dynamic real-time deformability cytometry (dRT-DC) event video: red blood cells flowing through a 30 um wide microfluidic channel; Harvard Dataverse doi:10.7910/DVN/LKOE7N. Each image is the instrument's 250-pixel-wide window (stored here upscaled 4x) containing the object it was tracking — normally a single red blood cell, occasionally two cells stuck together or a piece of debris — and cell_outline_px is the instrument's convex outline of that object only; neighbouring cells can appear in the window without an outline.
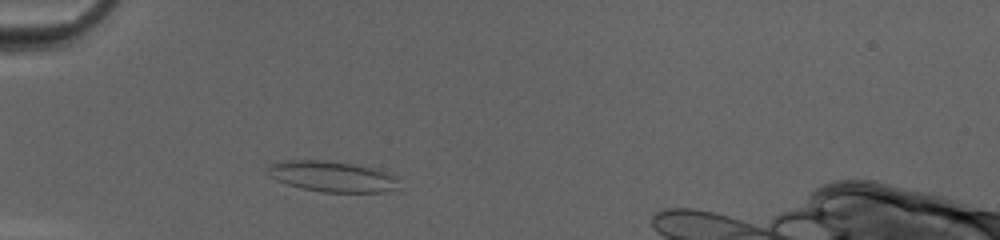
{"species": "common noctule bat (a hibernating species)", "species_latin": "Nyctalus noctula", "temperature_condition": "cold", "stored_images_in_passage": 35, "camera_frame_rate_fps": 3000, "um_per_image_px": 0.085, "animal": {"sex": "female", "body_mass_g": 20.0, "forearm_length_mm": 54.0}, "frame": {"image": 1, "passage_image": 7, "time_ms": 2.0, "image_size_px": [1000, 240], "cell_outline_px": [[400, 188], [384, 192], [324, 192], [304, 188], [288, 184], [276, 180], [268, 176], [268, 164], [276, 160], [324, 160], [352, 164], [384, 172], [392, 176], [396, 180]], "centroid_in_image_um": [28.14, 14.99], "position_along_channel_um": 56.9, "area_um2": 23.24}}
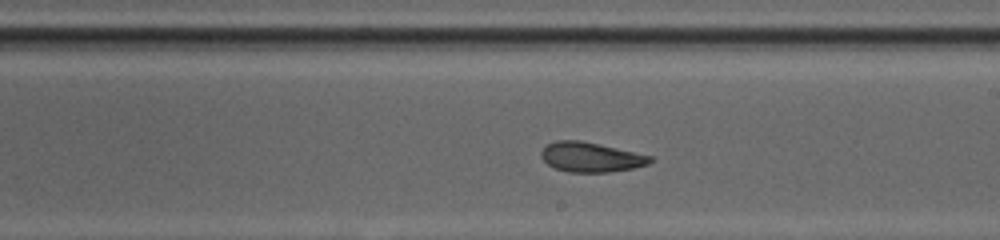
{"frame": {"image": 2, "passage_image": 21, "time_ms": 6.667, "image_size_px": [1000, 240], "cell_outline_px": [[652, 160], [648, 164], [632, 168], [608, 172], [568, 172], [556, 168], [548, 164], [540, 156], [540, 152], [548, 144], [556, 140], [580, 140], [652, 156]], "centroid_in_image_um": [50.19, 13.35], "position_along_channel_um": 238.8, "area_um2": 18.61}}
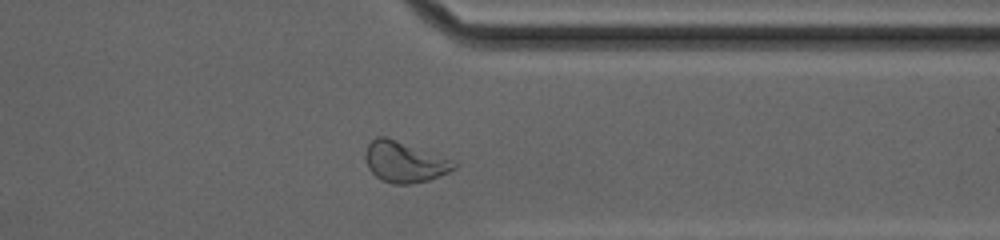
{"frame": {"image": 3, "passage_image": 31, "time_ms": 10.0, "image_size_px": [1000, 240], "cell_outline_px": [[456, 168], [448, 172], [428, 180], [408, 184], [392, 184], [380, 180], [368, 168], [364, 156], [364, 152], [368, 144], [376, 136], [388, 136], [456, 160]], "centroid_in_image_um": [34.38, 13.74], "position_along_channel_um": 377.0, "area_um2": 21.5}, "authors_computed_cell_mechanics": {"area_um2": 20.2878, "velocity_mm_per_s": 4.1807, "shape_relaxation_time_tau1_ms": 10.3623, "shape_relaxation_time_tau2_ms": 2.6919, "deformation_change_tau1": 0.1835, "deformation_change_tau2": 0.0996}}